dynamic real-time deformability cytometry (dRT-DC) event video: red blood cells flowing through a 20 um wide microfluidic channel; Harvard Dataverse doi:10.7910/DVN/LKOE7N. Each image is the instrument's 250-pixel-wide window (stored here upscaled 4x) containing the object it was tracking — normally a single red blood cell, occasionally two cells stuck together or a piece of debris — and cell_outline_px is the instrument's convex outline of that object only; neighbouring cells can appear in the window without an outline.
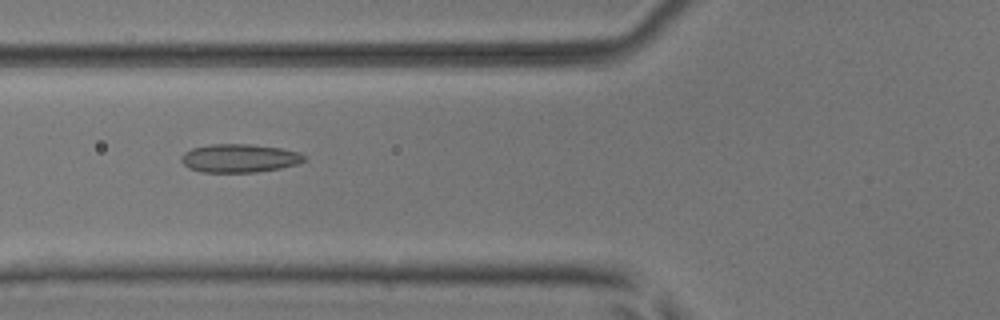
{"species": "common noctule bat (a hibernating species)", "species_latin": "Nyctalus noctula", "temperature_condition": "room temperature", "stored_images_in_passage": 52, "camera_frame_rate_fps": 3000, "um_per_image_px": 0.085, "animal": {"sex": "male", "body_mass_g": 17.9, "forearm_length_mm": 54.2}, "frame": {"image": 1, "passage_image": 20, "time_ms": 6.333, "image_size_px": [1000, 320], "cell_outline_px": [[308, 160], [296, 164], [280, 168], [256, 172], [204, 172], [188, 168], [180, 160], [180, 156], [184, 152], [192, 148], [208, 144], [252, 144], [280, 148], [300, 152], [308, 156]], "centroid_in_image_um": [20.37, 13.44], "position_along_channel_um": 105.4, "area_um2": 20.58}}
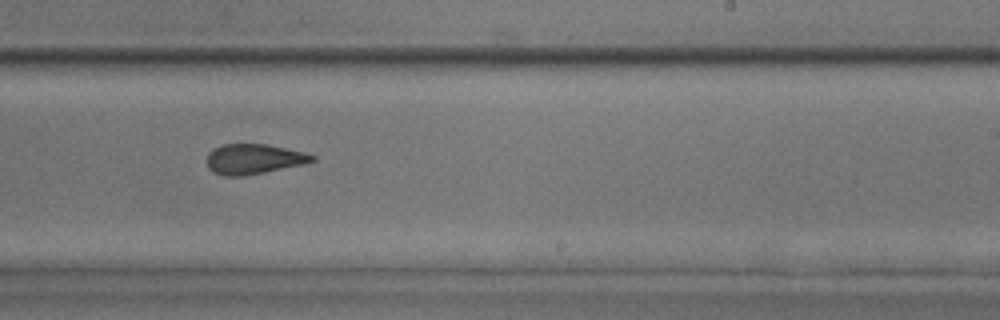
{"frame": {"image": 2, "passage_image": 32, "time_ms": 10.333, "image_size_px": [1000, 320], "cell_outline_px": [[316, 160], [304, 164], [244, 176], [228, 176], [212, 172], [208, 168], [208, 152], [224, 144], [268, 144], [304, 152], [316, 156]], "centroid_in_image_um": [21.59, 13.52], "position_along_channel_um": 267.4, "area_um2": 18.38}}
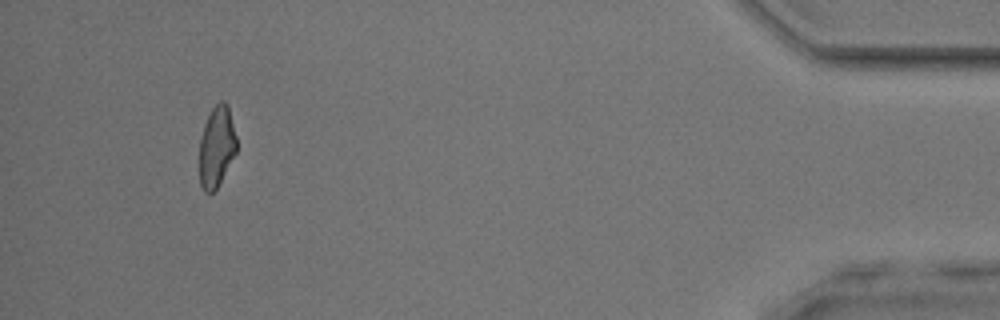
{"frame": {"image": 3, "passage_image": 48, "time_ms": 15.667, "image_size_px": [1000, 320], "cell_outline_px": [[236, 152], [216, 188], [212, 192], [204, 192], [200, 184], [200, 140], [204, 124], [212, 108], [220, 100], [224, 100], [228, 104], [236, 136]], "centroid_in_image_um": [18.41, 12.42], "position_along_channel_um": 416.8, "area_um2": 17.28}, "authors_computed_cell_mechanics": {"area_um2": 19.1029, "velocity_mm_per_s": 4.065, "shape_relaxation_time_tau1_ms": null, "shape_relaxation_time_tau2_ms": 1.9057, "deformation_change_tau1": null, "deformation_change_tau2": 0.0953}}